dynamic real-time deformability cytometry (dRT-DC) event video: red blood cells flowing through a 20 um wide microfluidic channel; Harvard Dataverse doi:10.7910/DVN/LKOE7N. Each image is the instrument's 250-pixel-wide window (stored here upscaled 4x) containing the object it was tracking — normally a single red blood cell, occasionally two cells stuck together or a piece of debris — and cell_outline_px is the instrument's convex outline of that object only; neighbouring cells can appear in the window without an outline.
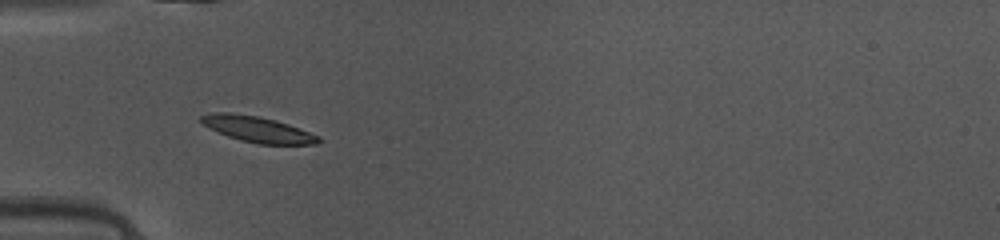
{"species": "common noctule bat (a hibernating species)", "species_latin": "Nyctalus noctula", "temperature_condition": "warm", "stored_images_in_passage": 34, "camera_frame_rate_fps": 3000, "um_per_image_px": 0.085, "animal": {"sex": "female", "body_mass_g": 10.0, "forearm_length_mm": 53.1}, "frame": {"image": 1, "passage_image": 1, "time_ms": 0.0, "image_size_px": [1000, 240], "cell_outline_px": [[324, 140], [316, 144], [260, 144], [240, 140], [228, 136], [204, 124], [200, 120], [200, 116], [212, 112], [228, 112], [260, 116], [276, 120], [300, 128], [320, 136]], "centroid_in_image_um": [21.96, 10.98], "position_along_channel_um": 63.0, "area_um2": 17.63}}
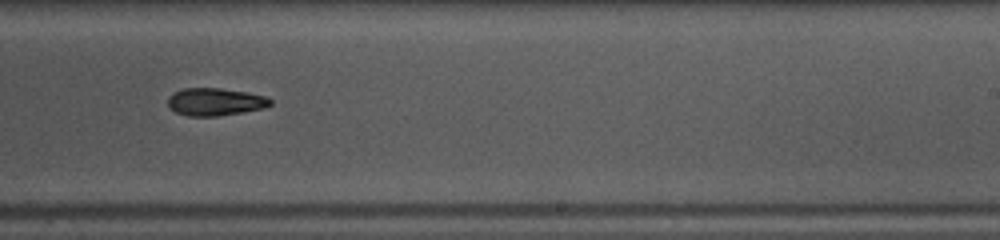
{"frame": {"image": 2, "passage_image": 16, "time_ms": 5.0, "image_size_px": [1000, 240], "cell_outline_px": [[272, 104], [264, 108], [216, 116], [188, 116], [176, 112], [168, 108], [168, 96], [172, 92], [184, 88], [220, 88], [248, 92], [268, 96], [272, 100]], "centroid_in_image_um": [18.28, 8.64], "position_along_channel_um": 270.7, "area_um2": 16.65}}
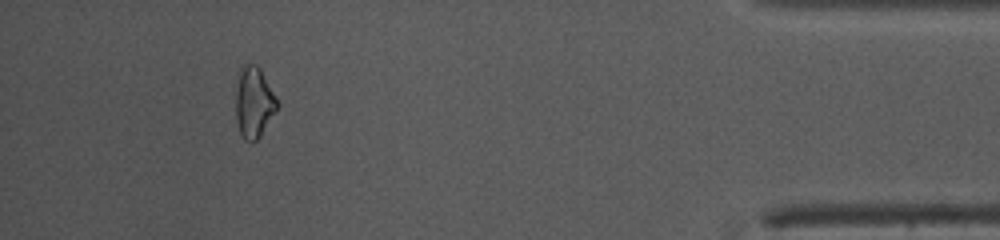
{"frame": {"image": 3, "passage_image": 30, "time_ms": 9.667, "image_size_px": [1000, 240], "cell_outline_px": [[280, 104], [276, 112], [260, 136], [252, 144], [244, 140], [240, 132], [236, 120], [236, 76], [244, 60], [256, 64], [260, 68], [276, 96]], "centroid_in_image_um": [21.57, 8.65], "position_along_channel_um": 413.6, "area_um2": 17.74}, "authors_computed_cell_mechanics": {"area_um2": 16.9643, "velocity_mm_per_s": 4.1896, "shape_relaxation_time_tau1_ms": 4.0961, "shape_relaxation_time_tau2_ms": null, "deformation_change_tau1": 0.1151, "deformation_change_tau2": null}}